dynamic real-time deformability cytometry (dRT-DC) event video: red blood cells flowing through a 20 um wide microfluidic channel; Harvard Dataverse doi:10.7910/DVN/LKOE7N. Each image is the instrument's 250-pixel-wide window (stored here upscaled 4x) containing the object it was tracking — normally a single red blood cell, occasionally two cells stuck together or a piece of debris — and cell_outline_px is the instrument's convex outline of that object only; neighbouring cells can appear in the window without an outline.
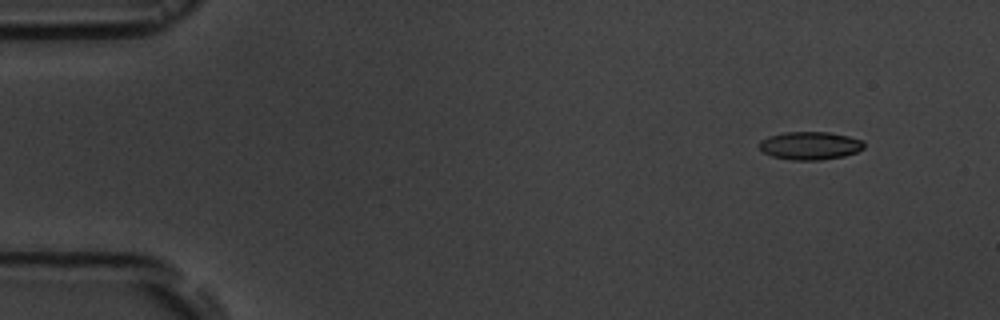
{"species": "common noctule bat (a hibernating species)", "species_latin": "Nyctalus noctula", "temperature_condition": "room temperature", "stored_images_in_passage": 4, "camera_frame_rate_fps": 3000, "um_per_image_px": 0.085, "animal": {"sex": "male", "body_mass_g": 19.5, "forearm_length_mm": 54.6}, "frame": {"image": 1, "passage_image": 1, "time_ms": 0.0, "image_size_px": [1000, 320], "cell_outline_px": [[864, 148], [856, 152], [844, 156], [820, 160], [792, 160], [772, 156], [764, 152], [760, 148], [760, 140], [768, 136], [784, 132], [828, 132], [848, 136], [864, 140]], "centroid_in_image_um": [68.87, 12.37], "position_along_channel_um": 16.1, "area_um2": 17.11}}
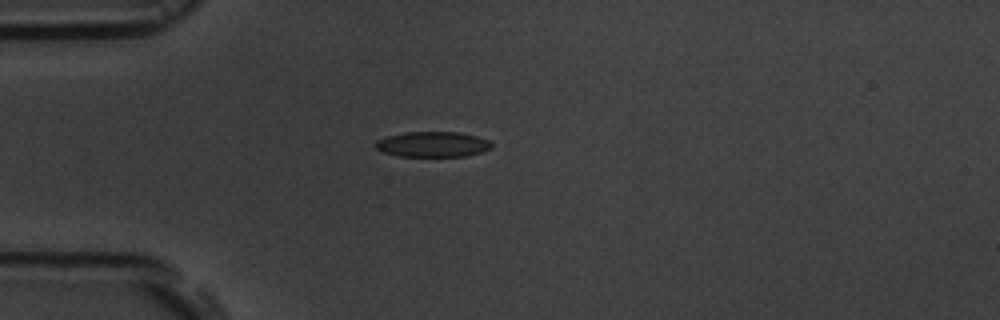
{"frame": {"image": 2, "passage_image": 4, "time_ms": 3.333, "image_size_px": [1000, 320], "cell_outline_px": [[492, 148], [480, 152], [464, 156], [396, 156], [384, 152], [376, 148], [372, 144], [376, 140], [388, 136], [404, 132], [460, 132], [476, 136], [488, 140], [492, 144]], "centroid_in_image_um": [36.74, 12.26], "position_along_channel_um": 48.3, "area_um2": 17.17}}